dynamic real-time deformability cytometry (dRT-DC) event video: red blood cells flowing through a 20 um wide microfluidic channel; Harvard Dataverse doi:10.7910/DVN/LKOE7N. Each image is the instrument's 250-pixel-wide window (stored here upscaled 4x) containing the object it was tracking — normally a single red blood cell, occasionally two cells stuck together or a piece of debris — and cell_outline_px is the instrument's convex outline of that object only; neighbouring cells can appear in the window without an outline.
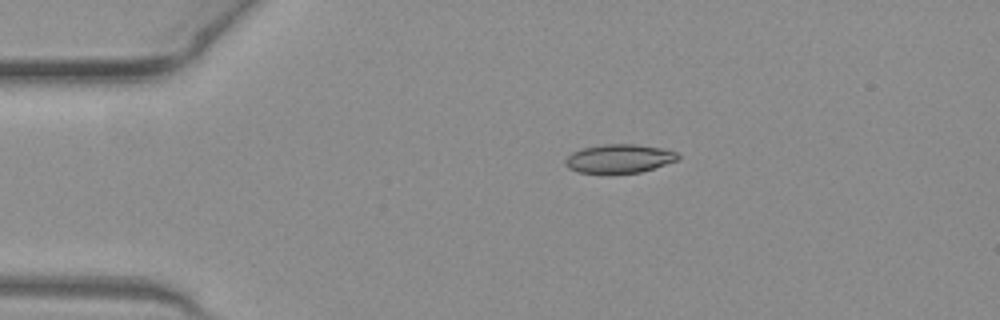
{"species": "common noctule bat (a hibernating species)", "species_latin": "Nyctalus noctula", "temperature_condition": "warm", "stored_images_in_passage": 41, "camera_frame_rate_fps": 3000, "um_per_image_px": 0.085, "animal": {"sex": "female", "body_mass_g": 19.3, "forearm_length_mm": 54.1}, "frame": {"image": 1, "passage_image": 1, "time_ms": 0.0, "image_size_px": [1000, 320], "cell_outline_px": [[680, 160], [640, 172], [580, 172], [568, 168], [564, 164], [564, 160], [572, 152], [584, 148], [604, 144], [636, 144], [660, 148], [676, 152], [680, 156]], "centroid_in_image_um": [52.65, 13.47], "position_along_channel_um": 32.4, "area_um2": 18.55}}
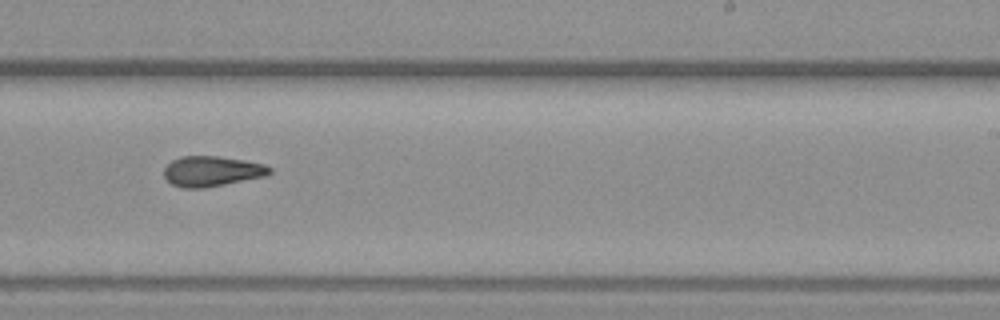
{"frame": {"image": 2, "passage_image": 22, "time_ms": 7.0, "image_size_px": [1000, 320], "cell_outline_px": [[272, 172], [264, 176], [224, 184], [200, 188], [184, 188], [172, 184], [164, 176], [164, 168], [172, 160], [180, 156], [216, 156], [244, 160], [264, 164], [272, 168]], "centroid_in_image_um": [17.99, 14.54], "position_along_channel_um": 271.0, "area_um2": 18.44}}
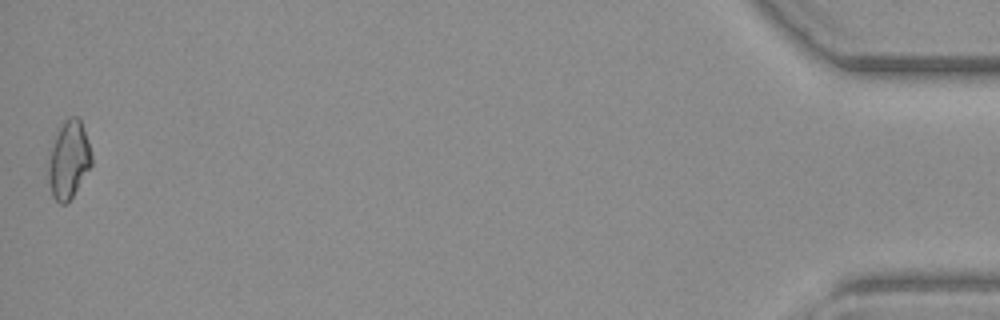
{"frame": {"image": 3, "passage_image": 41, "time_ms": 13.333, "image_size_px": [1000, 320], "cell_outline_px": [[92, 164], [72, 196], [64, 204], [60, 204], [52, 196], [48, 180], [48, 152], [56, 128], [68, 116], [76, 116], [80, 120], [92, 156]], "centroid_in_image_um": [5.78, 13.53], "position_along_channel_um": 429.4, "area_um2": 19.71}, "authors_computed_cell_mechanics": {"area_um2": 18.9006, "velocity_mm_per_s": 4.0832, "shape_relaxation_time_tau1_ms": null, "shape_relaxation_time_tau2_ms": 2.8143, "deformation_change_tau1": null, "deformation_change_tau2": 0.0998}}